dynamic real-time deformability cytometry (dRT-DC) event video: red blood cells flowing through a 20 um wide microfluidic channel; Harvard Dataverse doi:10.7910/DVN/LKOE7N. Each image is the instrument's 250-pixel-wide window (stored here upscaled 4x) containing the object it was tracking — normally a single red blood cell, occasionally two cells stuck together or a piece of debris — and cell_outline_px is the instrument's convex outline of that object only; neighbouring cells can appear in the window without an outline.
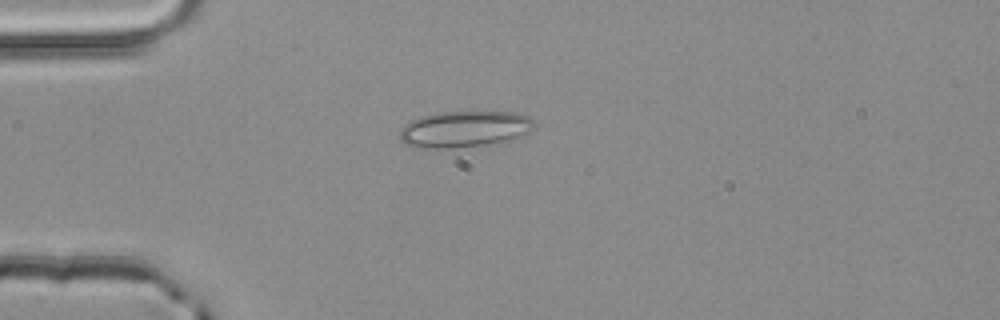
{"species": "common noctule bat (a hibernating species)", "species_latin": "Nyctalus noctula", "temperature_condition": "room temperature", "stored_images_in_passage": 1, "camera_frame_rate_fps": 3000, "um_per_image_px": 0.085, "animal": {"sex": "male", "body_mass_g": 20.4}, "frame": {"image": 1, "passage_image": 1, "time_ms": 0.0, "image_size_px": [1000, 320], "cell_outline_px": [[536, 124], [528, 132], [504, 140], [484, 144], [452, 148], [412, 148], [404, 144], [400, 140], [400, 128], [404, 124], [420, 116], [444, 112], [512, 112], [528, 116]], "centroid_in_image_um": [39.38, 10.97], "position_along_channel_um": 45.6, "area_um2": 28.15}}